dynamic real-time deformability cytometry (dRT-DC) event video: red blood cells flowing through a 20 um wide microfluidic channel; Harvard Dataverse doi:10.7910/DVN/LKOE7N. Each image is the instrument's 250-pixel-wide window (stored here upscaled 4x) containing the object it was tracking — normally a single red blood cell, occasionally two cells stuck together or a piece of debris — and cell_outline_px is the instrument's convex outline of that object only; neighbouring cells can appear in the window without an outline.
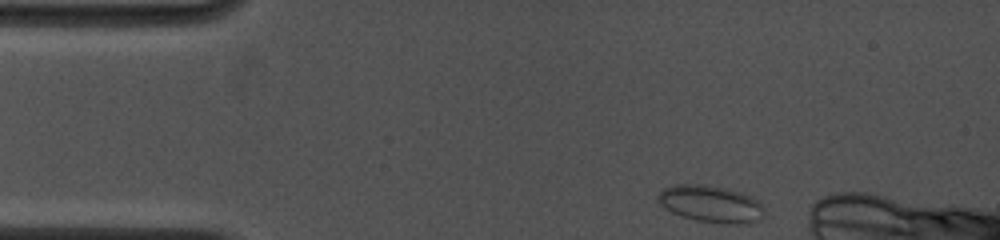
{"species": "common noctule bat (a hibernating species)", "species_latin": "Nyctalus noctula", "temperature_condition": "cold", "stored_images_in_passage": 31, "camera_frame_rate_fps": 4500, "um_per_image_px": 0.085, "animal": {"sex": "female", "body_mass_g": 19.0, "forearm_length_mm": 53.3}, "frame": {"image": 1, "passage_image": 1, "time_ms": 0.0, "image_size_px": [1000, 240], "cell_outline_px": [[764, 212], [756, 220], [744, 224], [720, 224], [696, 220], [680, 216], [672, 212], [656, 196], [664, 188], [676, 184], [704, 184], [728, 188], [752, 196], [764, 208]], "centroid_in_image_um": [60.44, 17.33], "position_along_channel_um": 24.6, "area_um2": 22.72}}
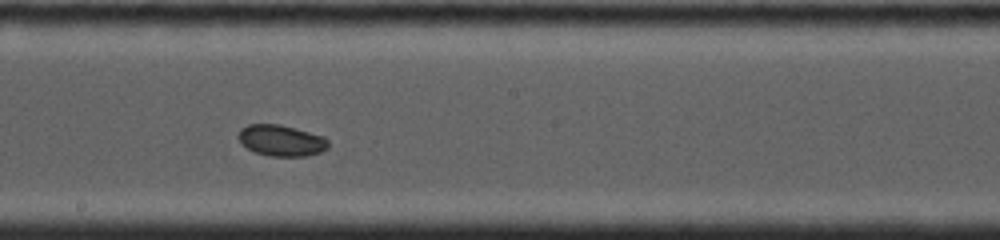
{"frame": {"image": 2, "passage_image": 17, "time_ms": 6.667, "image_size_px": [1000, 240], "cell_outline_px": [[328, 148], [320, 152], [308, 156], [272, 156], [256, 152], [248, 148], [236, 136], [240, 128], [248, 124], [280, 124], [296, 128], [324, 136], [328, 140]], "centroid_in_image_um": [23.92, 11.93], "position_along_channel_um": 224.3, "area_um2": 16.36}}
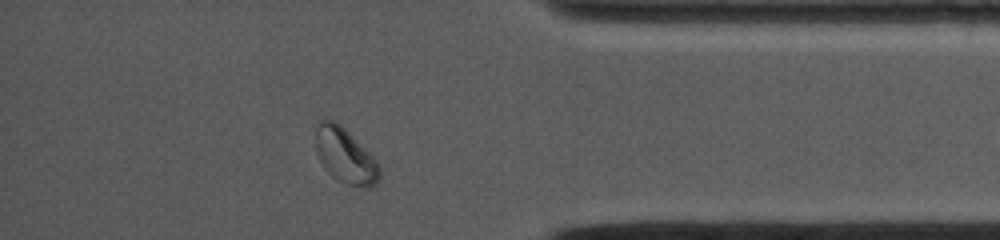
{"frame": {"image": 3, "passage_image": 27, "time_ms": 11.556, "image_size_px": [1000, 240], "cell_outline_px": [[380, 180], [376, 184], [364, 188], [360, 188], [336, 180], [324, 168], [316, 152], [316, 128], [320, 120], [336, 120], [376, 160], [380, 168]], "centroid_in_image_um": [29.34, 13.26], "position_along_channel_um": 405.9, "area_um2": 20.4}, "authors_computed_cell_mechanics": {"area_um2": 16.7042, "velocity_mm_per_s": 3.9108, "shape_relaxation_time_tau1_ms": 5.809, "shape_relaxation_time_tau2_ms": null, "deformation_change_tau1": 0.0634, "deformation_change_tau2": null}}